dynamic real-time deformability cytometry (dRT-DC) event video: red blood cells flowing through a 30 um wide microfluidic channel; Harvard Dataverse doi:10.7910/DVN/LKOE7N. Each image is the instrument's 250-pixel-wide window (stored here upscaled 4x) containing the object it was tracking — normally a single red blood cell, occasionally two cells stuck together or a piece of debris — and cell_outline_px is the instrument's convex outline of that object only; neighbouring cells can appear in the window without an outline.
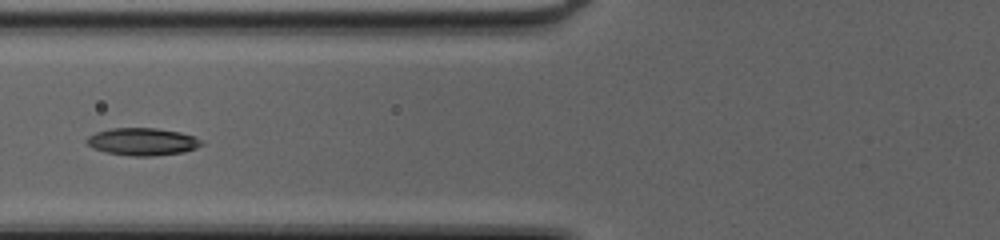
{"species": "common noctule bat (a hibernating species)", "species_latin": "Nyctalus noctula", "temperature_condition": "cold", "stored_images_in_passage": 40, "camera_frame_rate_fps": 3000, "um_per_image_px": 0.085, "animal": {"sex": "female", "body_mass_g": 20.0, "forearm_length_mm": 54.0}, "frame": {"image": 1, "passage_image": 12, "time_ms": 3.667, "image_size_px": [1000, 240], "cell_outline_px": [[204, 144], [196, 148], [184, 152], [152, 156], [132, 156], [104, 152], [92, 148], [84, 140], [88, 136], [96, 132], [112, 128], [156, 128], [180, 132], [204, 140]], "centroid_in_image_um": [12.11, 12.04], "position_along_channel_um": 113.7, "area_um2": 18.5}}
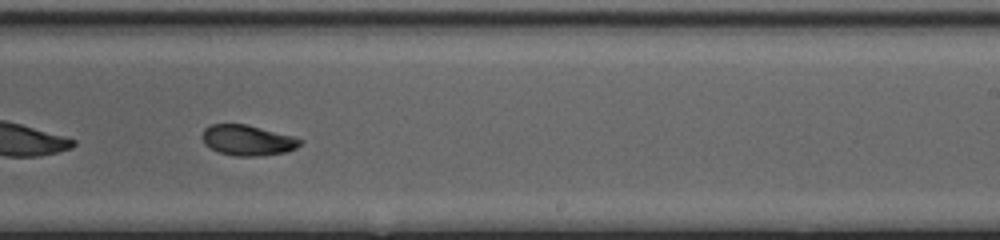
{"frame": {"image": 2, "passage_image": 23, "time_ms": 7.333, "image_size_px": [1000, 240], "cell_outline_px": [[304, 140], [296, 148], [284, 152], [260, 156], [232, 156], [220, 152], [204, 144], [200, 136], [204, 128], [212, 124], [248, 124], [292, 136]], "centroid_in_image_um": [21.01, 11.91], "position_along_channel_um": 268.0, "area_um2": 17.46}}
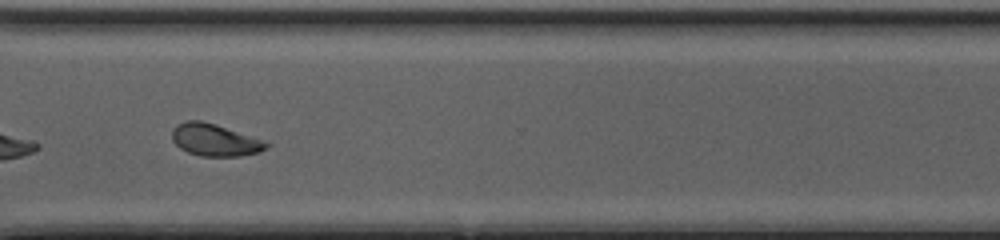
{"frame": {"image": 3, "passage_image": 29, "time_ms": 9.333, "image_size_px": [1000, 240], "cell_outline_px": [[272, 144], [260, 152], [240, 156], [200, 156], [188, 152], [180, 148], [172, 140], [172, 128], [176, 124], [188, 120], [200, 120], [216, 124], [268, 140]], "centroid_in_image_um": [18.32, 11.89], "position_along_channel_um": 352.3, "area_um2": 18.09}, "authors_computed_cell_mechanics": {"area_um2": 18.0914, "velocity_mm_per_s": 4.2108, "shape_relaxation_time_tau1_ms": 3.5486, "shape_relaxation_time_tau2_ms": 2.0924, "deformation_change_tau1": 0.1173, "deformation_change_tau2": 0.0713}}